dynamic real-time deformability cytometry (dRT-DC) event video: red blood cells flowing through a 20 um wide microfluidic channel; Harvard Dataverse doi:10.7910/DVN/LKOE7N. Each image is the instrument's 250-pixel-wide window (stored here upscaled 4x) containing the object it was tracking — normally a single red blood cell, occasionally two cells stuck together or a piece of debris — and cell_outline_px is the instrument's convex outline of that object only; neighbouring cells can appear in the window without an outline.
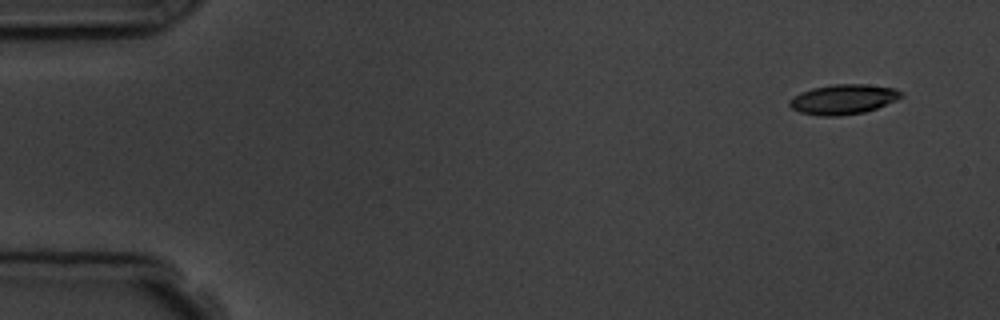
{"species": "common noctule bat (a hibernating species)", "species_latin": "Nyctalus noctula", "temperature_condition": "room temperature", "stored_images_in_passage": 4, "camera_frame_rate_fps": 3000, "um_per_image_px": 0.085, "animal": {"sex": "male", "body_mass_g": 19.5, "forearm_length_mm": 54.6}, "frame": {"image": 1, "passage_image": 1, "time_ms": 0.0, "image_size_px": [1000, 320], "cell_outline_px": [[904, 96], [896, 100], [876, 108], [864, 112], [836, 116], [820, 116], [800, 112], [792, 108], [788, 104], [788, 100], [800, 92], [812, 88], [832, 84], [864, 84], [896, 88], [904, 92]], "centroid_in_image_um": [71.68, 8.43], "position_along_channel_um": 13.3, "area_um2": 19.54}}
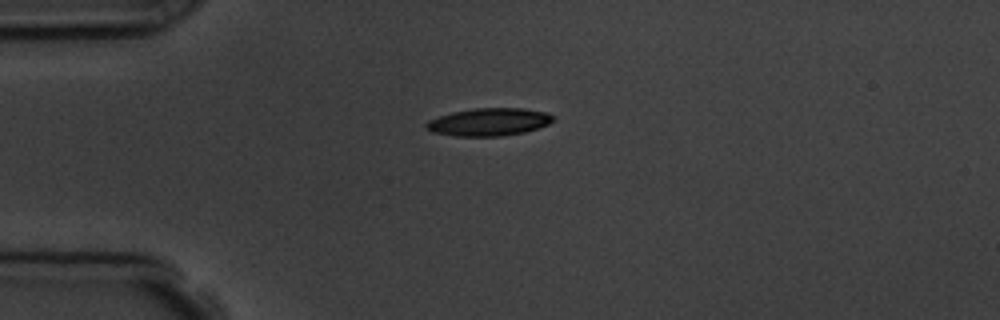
{"frame": {"image": 2, "passage_image": 3, "time_ms": 3.333, "image_size_px": [1000, 320], "cell_outline_px": [[556, 120], [548, 124], [524, 132], [500, 136], [456, 136], [432, 132], [424, 128], [424, 124], [428, 120], [452, 112], [472, 108], [524, 108], [548, 112], [556, 116]], "centroid_in_image_um": [41.57, 10.36], "position_along_channel_um": 43.4, "area_um2": 20.69}}